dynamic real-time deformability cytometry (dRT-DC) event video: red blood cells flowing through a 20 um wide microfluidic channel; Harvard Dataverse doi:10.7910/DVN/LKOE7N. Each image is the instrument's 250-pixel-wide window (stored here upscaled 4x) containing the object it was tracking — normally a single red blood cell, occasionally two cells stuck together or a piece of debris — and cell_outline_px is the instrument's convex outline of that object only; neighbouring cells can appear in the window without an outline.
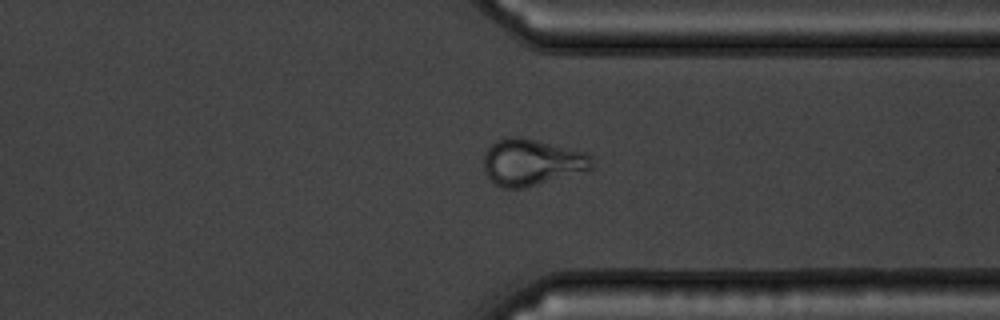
{"species": "common noctule bat (a hibernating species)", "species_latin": "Nyctalus noctula", "temperature_condition": "warm", "stored_images_in_passage": 34, "camera_frame_rate_fps": 3000, "um_per_image_px": 0.085, "animal": {"sex": "male", "body_mass_g": 19.5, "forearm_length_mm": 54.6}, "frame": {"image": 1, "passage_image": 25, "time_ms": 8.0, "image_size_px": [1000, 320], "cell_outline_px": [[592, 168], [524, 188], [504, 188], [496, 184], [484, 172], [484, 152], [496, 140], [512, 136], [516, 136], [536, 140], [584, 152], [592, 156]], "centroid_in_image_um": [45.14, 13.78], "position_along_channel_um": 366.3, "area_um2": 28.78}}